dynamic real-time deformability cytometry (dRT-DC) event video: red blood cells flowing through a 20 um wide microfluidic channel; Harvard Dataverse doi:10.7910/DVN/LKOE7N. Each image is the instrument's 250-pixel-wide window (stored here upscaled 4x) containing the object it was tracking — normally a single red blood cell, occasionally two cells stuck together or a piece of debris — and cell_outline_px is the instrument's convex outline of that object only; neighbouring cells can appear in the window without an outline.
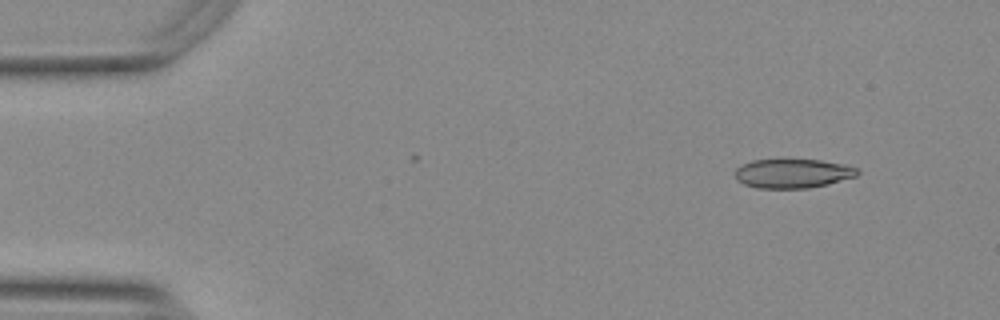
{"species": "Egyptian fruit bat (a non-hibernating species)", "species_latin": "Rousettus aegyptiacus", "temperature_condition": "warm", "stored_images_in_passage": 5, "camera_frame_rate_fps": 3000, "um_per_image_px": 0.085, "animal": {"sex": "female"}, "frame": {"image": 1, "passage_image": 2, "time_ms": 0.333, "image_size_px": [1000, 320], "cell_outline_px": [[860, 172], [856, 176], [828, 184], [808, 188], [756, 188], [744, 184], [736, 180], [736, 168], [752, 160], [820, 160], [848, 164], [856, 168]], "centroid_in_image_um": [67.41, 14.74], "position_along_channel_um": 17.6, "area_um2": 20.75}}